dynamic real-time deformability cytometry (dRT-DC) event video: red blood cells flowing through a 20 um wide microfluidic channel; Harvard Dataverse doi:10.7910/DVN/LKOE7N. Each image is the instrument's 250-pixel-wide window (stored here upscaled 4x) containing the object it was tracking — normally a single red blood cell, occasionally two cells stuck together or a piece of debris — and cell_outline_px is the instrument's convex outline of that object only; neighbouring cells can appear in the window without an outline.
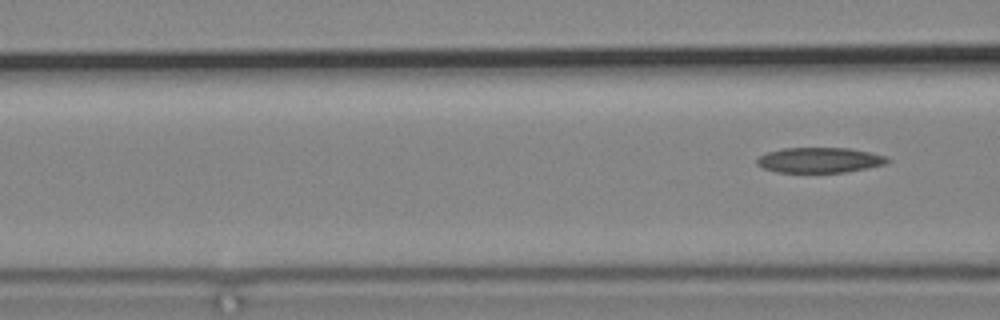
{"species": "common noctule bat (a hibernating species)", "species_latin": "Nyctalus noctula", "temperature_condition": "cold", "stored_images_in_passage": 7, "segment_of_instrument_passage": [2, 2], "camera_frame_rate_fps": 3000, "um_per_image_px": 0.085, "animal": {"sex": "male", "body_mass_g": 19.2, "forearm_length_mm": 51.8}, "frame": {"image": 1, "passage_image": 7, "time_ms": 7.667, "image_size_px": [1000, 320], "cell_outline_px": [[892, 160], [888, 164], [868, 168], [844, 172], [776, 172], [764, 168], [756, 164], [756, 160], [760, 156], [768, 152], [784, 148], [848, 148], [868, 152], [884, 156]], "centroid_in_image_um": [69.68, 13.61], "position_along_channel_um": 96.9, "area_um2": 19.13}}